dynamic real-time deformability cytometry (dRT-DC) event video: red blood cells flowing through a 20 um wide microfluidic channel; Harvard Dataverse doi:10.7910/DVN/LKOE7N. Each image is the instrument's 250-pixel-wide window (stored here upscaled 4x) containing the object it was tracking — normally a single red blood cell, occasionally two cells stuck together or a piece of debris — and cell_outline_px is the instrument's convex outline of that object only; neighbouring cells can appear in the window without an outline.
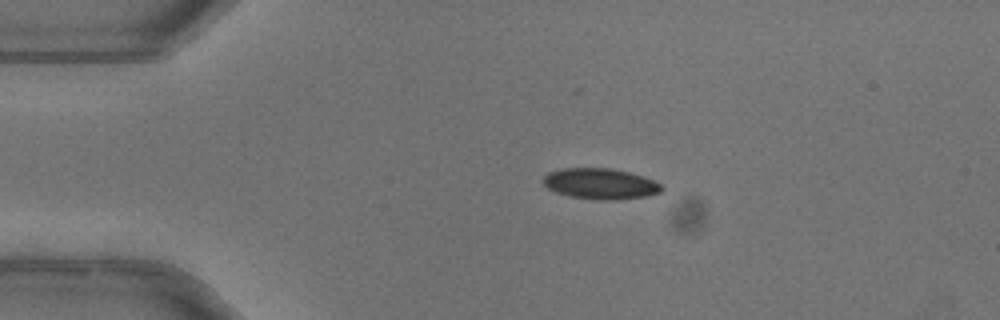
{"species": "common noctule bat (a hibernating species)", "species_latin": "Nyctalus noctula", "temperature_condition": "warm", "stored_images_in_passage": 41, "camera_frame_rate_fps": 3000, "um_per_image_px": 0.085, "animal": {"sex": "female"}, "frame": {"image": 1, "passage_image": 1, "time_ms": 0.0, "image_size_px": [1000, 320], "cell_outline_px": [[664, 188], [660, 192], [644, 196], [616, 200], [604, 200], [572, 196], [556, 192], [548, 188], [544, 184], [544, 176], [548, 172], [560, 168], [612, 168], [644, 176], [660, 184]], "centroid_in_image_um": [51.03, 15.6], "position_along_channel_um": 34.0, "area_um2": 21.04}}
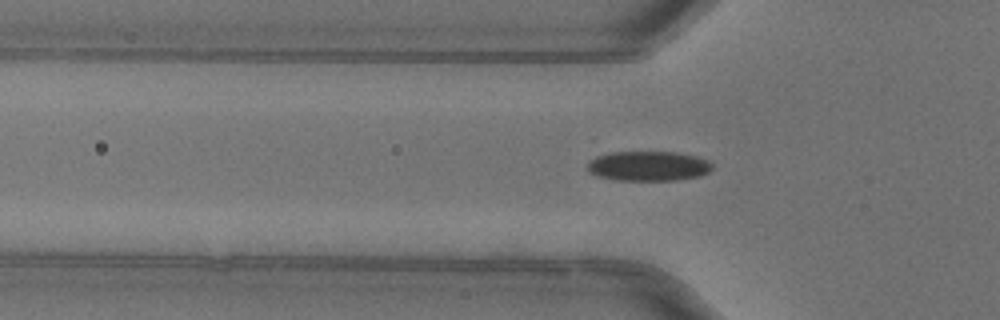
{"frame": {"image": 2, "passage_image": 7, "time_ms": 2.0, "image_size_px": [1000, 320], "cell_outline_px": [[712, 168], [708, 172], [700, 176], [676, 180], [616, 180], [600, 176], [588, 172], [588, 160], [596, 156], [612, 152], [676, 152], [696, 156], [708, 160], [712, 164]], "centroid_in_image_um": [55.11, 14.11], "position_along_channel_um": 70.7, "area_um2": 21.68}, "authors_computed_cell_mechanics": {"area_um2": 21.8484, "velocity_mm_per_s": 4.0156, "shape_relaxation_time_tau1_ms": 5.2286, "shape_relaxation_time_tau2_ms": 0.3785, "deformation_change_tau1": 0.1471, "deformation_change_tau2": 0.0314}}